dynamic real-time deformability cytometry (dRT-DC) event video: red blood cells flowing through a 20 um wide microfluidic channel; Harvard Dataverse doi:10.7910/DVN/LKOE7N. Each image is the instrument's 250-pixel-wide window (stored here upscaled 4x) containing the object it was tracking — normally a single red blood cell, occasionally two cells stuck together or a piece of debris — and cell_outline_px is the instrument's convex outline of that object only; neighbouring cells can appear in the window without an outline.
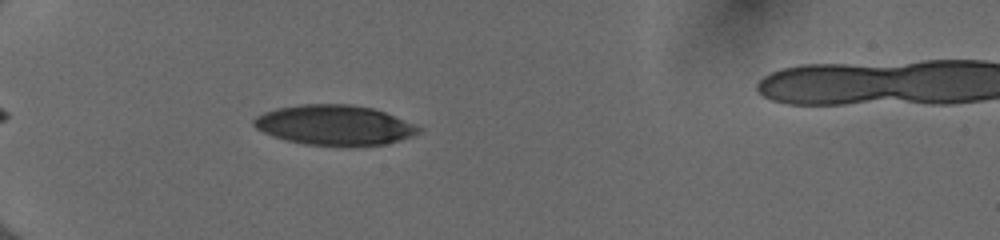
{"species": "human", "species_latin": "Homo sapiens", "temperature_condition": "cold", "stored_images_in_passage": 32, "camera_frame_rate_fps": 3000, "um_per_image_px": 0.085, "donor": {"sex": "female"}, "frame": {"image": 1, "passage_image": 1, "time_ms": 0.0, "image_size_px": [1000, 240], "cell_outline_px": [[420, 132], [412, 136], [400, 140], [384, 144], [352, 148], [348, 148], [304, 144], [272, 136], [256, 128], [252, 124], [252, 120], [256, 116], [264, 112], [276, 108], [300, 104], [352, 104], [372, 108], [384, 112], [416, 124], [420, 128]], "centroid_in_image_um": [28.43, 10.66], "position_along_channel_um": 56.6, "area_um2": 39.07}}
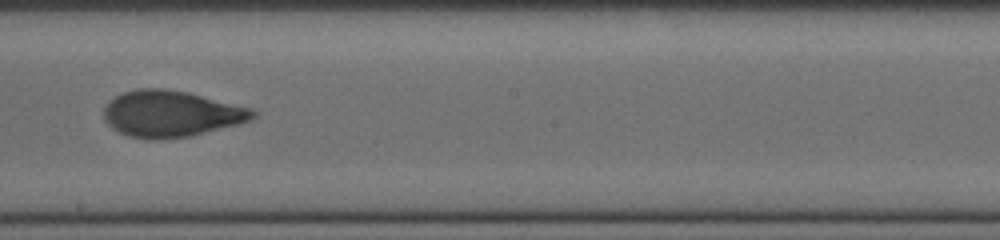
{"frame": {"image": 2, "passage_image": 16, "time_ms": 5.0, "image_size_px": [1000, 240], "cell_outline_px": [[256, 116], [248, 120], [236, 124], [192, 136], [156, 140], [152, 140], [128, 136], [112, 128], [104, 120], [104, 108], [108, 100], [124, 92], [136, 88], [164, 88], [188, 92], [252, 108], [256, 112]], "centroid_in_image_um": [14.51, 9.67], "position_along_channel_um": 233.7, "area_um2": 40.29}}
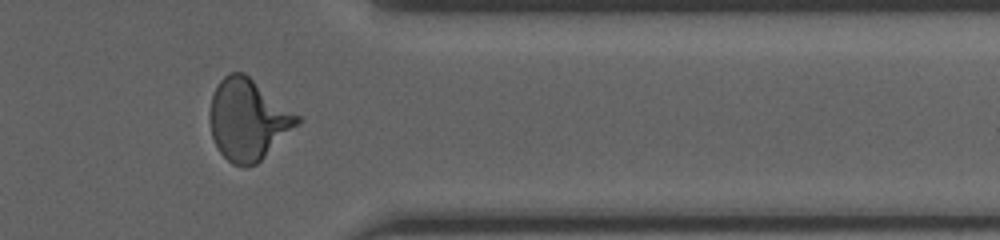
{"frame": {"image": 3, "passage_image": 28, "time_ms": 9.0, "image_size_px": [1000, 240], "cell_outline_px": [[300, 124], [256, 164], [244, 168], [232, 164], [220, 152], [212, 136], [208, 120], [208, 116], [212, 96], [220, 80], [228, 72], [244, 72], [300, 116]], "centroid_in_image_um": [21.07, 10.17], "position_along_channel_um": 390.3, "area_um2": 41.38}, "authors_computed_cell_mechanics": {"area_um2": 39.4196, "velocity_mm_per_s": 4.0312, "shape_relaxation_time_tau1_ms": 5.3968, "shape_relaxation_time_tau2_ms": 1.0304, "deformation_change_tau1": 0.1937, "deformation_change_tau2": 0.0664}}